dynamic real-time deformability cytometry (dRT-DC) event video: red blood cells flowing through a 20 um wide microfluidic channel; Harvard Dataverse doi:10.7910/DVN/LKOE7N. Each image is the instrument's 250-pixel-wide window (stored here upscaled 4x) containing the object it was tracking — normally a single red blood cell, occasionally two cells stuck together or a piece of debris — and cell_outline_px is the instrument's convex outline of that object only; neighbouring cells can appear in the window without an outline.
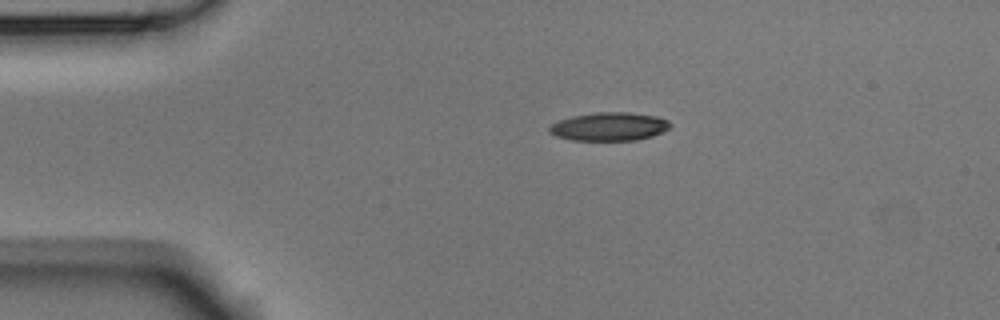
{"species": "Egyptian fruit bat (a non-hibernating species)", "species_latin": "Rousettus aegyptiacus", "temperature_condition": "room temperature", "stored_images_in_passage": 2, "camera_frame_rate_fps": 3000, "um_per_image_px": 0.085, "animal": {"sex": "male"}, "frame": {"image": 1, "passage_image": 1, "time_ms": 0.0, "image_size_px": [1000, 320], "cell_outline_px": [[672, 124], [668, 128], [652, 136], [636, 140], [572, 140], [556, 136], [548, 132], [548, 128], [552, 124], [560, 120], [572, 116], [600, 112], [628, 112], [656, 116], [668, 120]], "centroid_in_image_um": [51.77, 10.76], "position_along_channel_um": 33.2, "area_um2": 19.83}}